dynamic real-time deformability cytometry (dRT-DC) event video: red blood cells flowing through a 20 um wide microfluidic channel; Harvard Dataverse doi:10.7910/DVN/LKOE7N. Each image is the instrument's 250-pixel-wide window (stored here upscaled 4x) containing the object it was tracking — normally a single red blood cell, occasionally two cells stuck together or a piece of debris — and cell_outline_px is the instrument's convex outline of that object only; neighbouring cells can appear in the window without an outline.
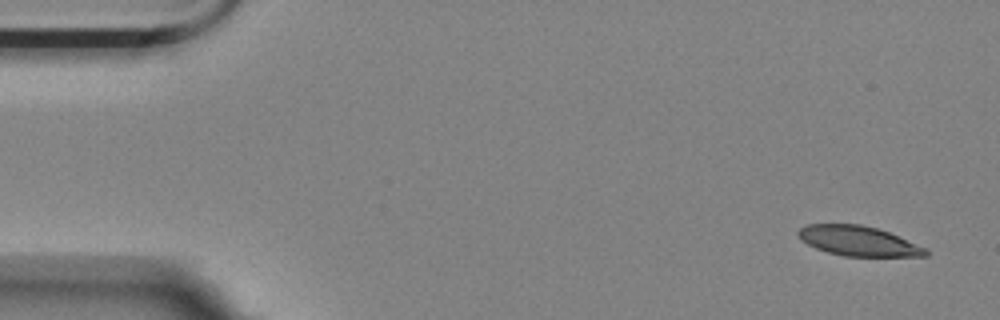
{"species": "Egyptian fruit bat (a non-hibernating species)", "species_latin": "Rousettus aegyptiacus", "temperature_condition": "room temperature", "stored_images_in_passage": 9, "camera_frame_rate_fps": 3000, "um_per_image_px": 0.085, "animal": {"sex": "female"}, "frame": {"image": 1, "passage_image": 1, "time_ms": 0.0, "image_size_px": [1000, 320], "cell_outline_px": [[928, 256], [844, 256], [828, 252], [816, 248], [800, 240], [796, 232], [800, 228], [808, 224], [860, 224], [876, 228], [888, 232], [928, 248]], "centroid_in_image_um": [72.96, 20.48], "position_along_channel_um": 12.0, "area_um2": 22.14}}
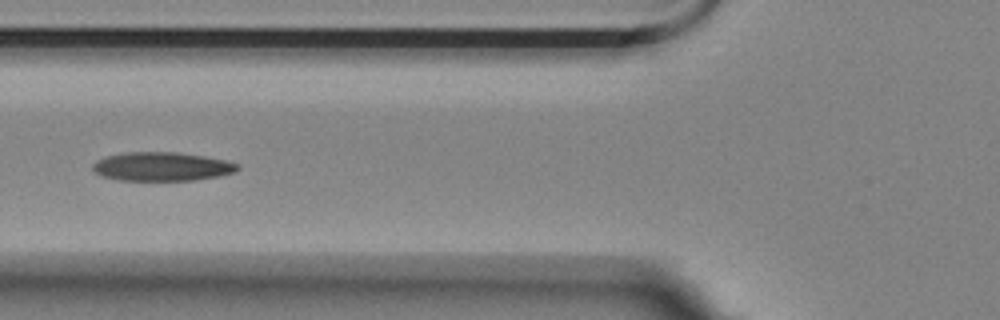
{"frame": {"image": 2, "passage_image": 6, "time_ms": 6.0, "image_size_px": [1000, 320], "cell_outline_px": [[240, 168], [236, 172], [220, 176], [196, 180], [120, 180], [100, 176], [92, 168], [92, 164], [96, 160], [108, 156], [124, 152], [176, 152], [204, 156], [224, 160], [240, 164]], "centroid_in_image_um": [13.78, 14.16], "position_along_channel_um": 112.0, "area_um2": 24.39}}
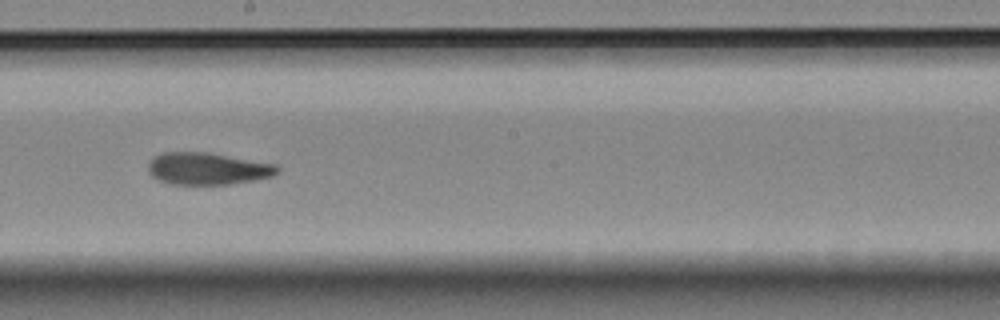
{"frame": {"image": 3, "passage_image": 9, "time_ms": 9.333, "image_size_px": [1000, 320], "cell_outline_px": [[280, 172], [272, 176], [232, 184], [168, 184], [152, 176], [148, 172], [148, 164], [156, 156], [164, 152], [208, 152], [276, 164], [280, 168]], "centroid_in_image_um": [17.66, 14.33], "position_along_channel_um": 230.5, "area_um2": 24.1}}